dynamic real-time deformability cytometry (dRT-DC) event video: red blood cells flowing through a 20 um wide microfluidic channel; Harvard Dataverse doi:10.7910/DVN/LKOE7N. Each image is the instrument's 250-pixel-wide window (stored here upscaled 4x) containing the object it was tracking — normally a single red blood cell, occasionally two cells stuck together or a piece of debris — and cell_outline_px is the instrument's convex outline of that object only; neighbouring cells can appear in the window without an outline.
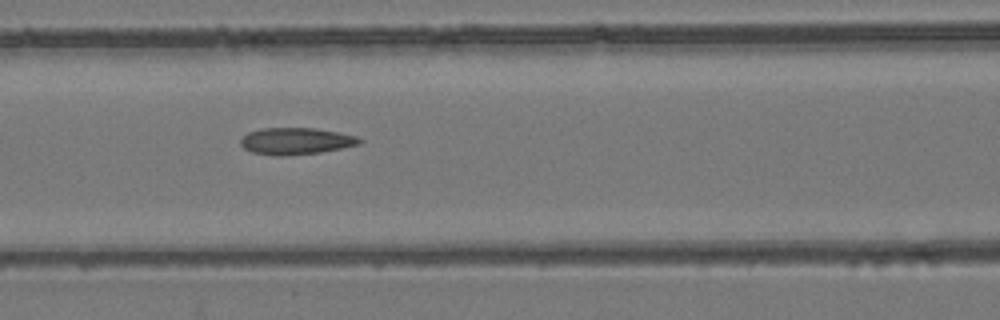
{"species": "common noctule bat (a hibernating species)", "species_latin": "Nyctalus noctula", "temperature_condition": "room temperature", "stored_images_in_passage": 9, "camera_frame_rate_fps": 3000, "um_per_image_px": 0.085, "animal": {"sex": "female", "body_mass_g": 24.6, "forearm_length_mm": 56.2}, "frame": {"image": 1, "passage_image": 7, "time_ms": 6.667, "image_size_px": [1000, 320], "cell_outline_px": [[364, 140], [360, 144], [320, 152], [284, 156], [276, 156], [252, 152], [244, 148], [240, 144], [240, 140], [248, 132], [260, 128], [316, 128], [356, 136]], "centroid_in_image_um": [25.13, 11.99], "position_along_channel_um": 141.5, "area_um2": 18.5}}
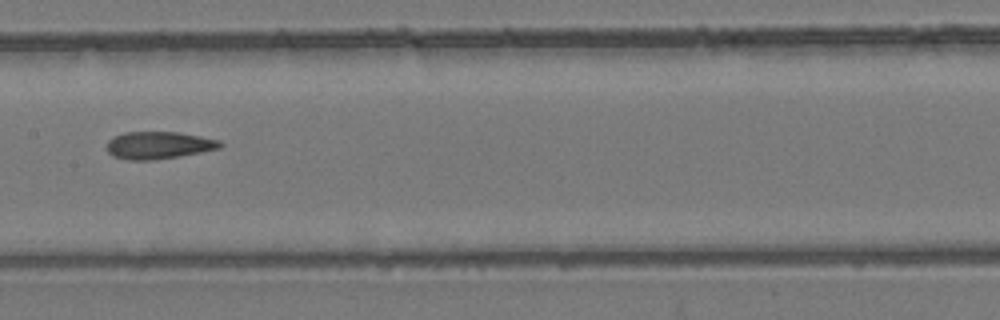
{"frame": {"image": 2, "passage_image": 8, "time_ms": 8.0, "image_size_px": [1000, 320], "cell_outline_px": [[224, 144], [220, 148], [180, 156], [152, 160], [128, 160], [112, 156], [108, 152], [108, 140], [124, 132], [180, 132], [220, 140]], "centroid_in_image_um": [13.5, 12.34], "position_along_channel_um": 193.9, "area_um2": 18.03}}
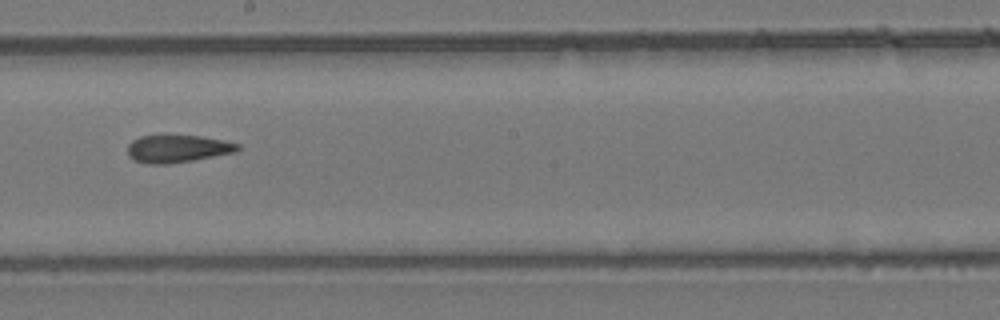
{"frame": {"image": 3, "passage_image": 9, "time_ms": 9.0, "image_size_px": [1000, 320], "cell_outline_px": [[240, 148], [236, 152], [192, 160], [168, 164], [144, 164], [132, 160], [128, 156], [128, 144], [132, 140], [140, 136], [200, 136], [224, 140], [240, 144]], "centroid_in_image_um": [15.06, 12.65], "position_along_channel_um": 233.1, "area_um2": 17.69}}